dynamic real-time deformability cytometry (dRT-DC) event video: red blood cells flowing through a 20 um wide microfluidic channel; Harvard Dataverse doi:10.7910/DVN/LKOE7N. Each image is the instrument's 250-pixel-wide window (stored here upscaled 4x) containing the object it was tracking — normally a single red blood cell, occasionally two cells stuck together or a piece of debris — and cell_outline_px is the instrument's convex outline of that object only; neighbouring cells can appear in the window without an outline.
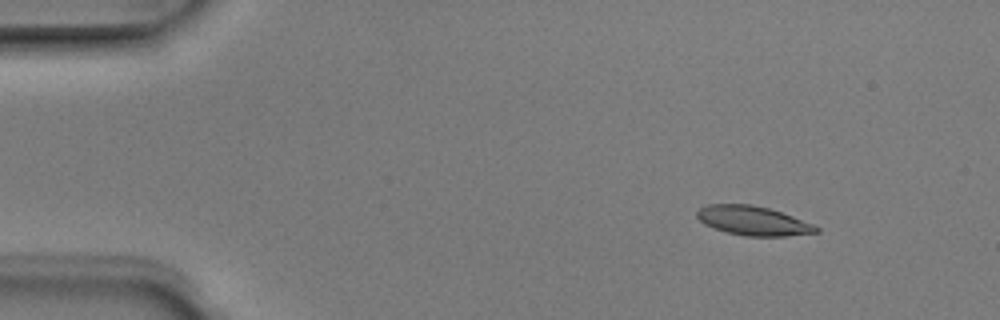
{"species": "Egyptian fruit bat (a non-hibernating species)", "species_latin": "Rousettus aegyptiacus", "temperature_condition": "room temperature", "stored_images_in_passage": 7, "camera_frame_rate_fps": 3000, "um_per_image_px": 0.085, "animal": {"sex": "male"}, "frame": {"image": 1, "passage_image": 2, "time_ms": 0.333, "image_size_px": [1000, 320], "cell_outline_px": [[820, 232], [784, 236], [744, 236], [728, 232], [704, 224], [696, 216], [696, 212], [700, 208], [708, 204], [752, 204], [768, 208], [792, 216], [812, 224], [820, 228]], "centroid_in_image_um": [64.01, 18.76], "position_along_channel_um": 21.0, "area_um2": 20.11}}
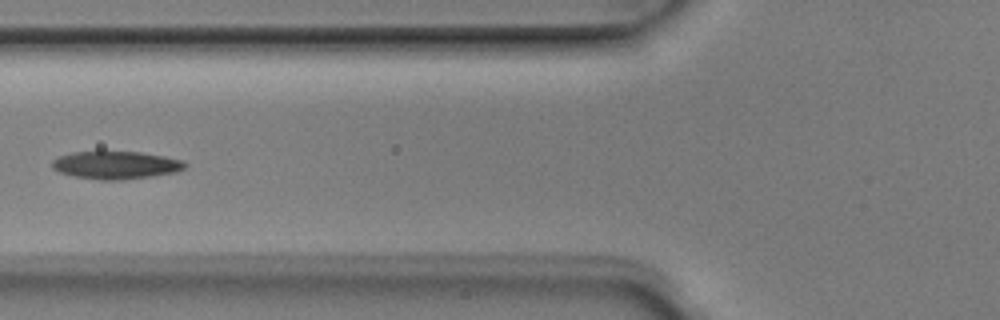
{"frame": {"image": 2, "passage_image": 6, "time_ms": 1.667, "image_size_px": [1000, 320], "cell_outline_px": [[188, 164], [184, 168], [176, 172], [152, 176], [120, 180], [100, 180], [76, 176], [60, 172], [52, 168], [52, 160], [60, 156], [72, 152], [140, 152], [164, 156], [184, 160]], "centroid_in_image_um": [9.88, 14.03], "position_along_channel_um": 115.9, "area_um2": 21.39}}
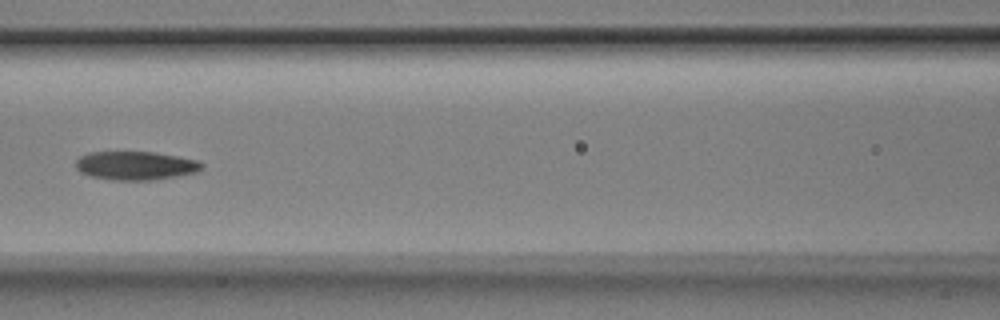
{"frame": {"image": 3, "passage_image": 7, "time_ms": 2.0, "image_size_px": [1000, 320], "cell_outline_px": [[204, 168], [200, 172], [156, 180], [108, 180], [92, 176], [80, 172], [76, 168], [76, 160], [80, 156], [88, 152], [156, 152], [180, 156], [200, 160], [204, 164]], "centroid_in_image_um": [11.6, 14.08], "position_along_channel_um": 155.0, "area_um2": 21.5}}